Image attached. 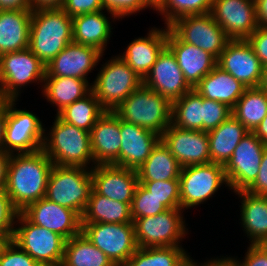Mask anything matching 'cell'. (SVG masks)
<instances>
[{
	"instance_id": "cell-7",
	"label": "cell",
	"mask_w": 267,
	"mask_h": 266,
	"mask_svg": "<svg viewBox=\"0 0 267 266\" xmlns=\"http://www.w3.org/2000/svg\"><path fill=\"white\" fill-rule=\"evenodd\" d=\"M13 242L41 266L62 264L66 239L45 227L31 223L21 212L15 221Z\"/></svg>"
},
{
	"instance_id": "cell-49",
	"label": "cell",
	"mask_w": 267,
	"mask_h": 266,
	"mask_svg": "<svg viewBox=\"0 0 267 266\" xmlns=\"http://www.w3.org/2000/svg\"><path fill=\"white\" fill-rule=\"evenodd\" d=\"M246 191L253 195L267 196V146L263 152L258 176Z\"/></svg>"
},
{
	"instance_id": "cell-1",
	"label": "cell",
	"mask_w": 267,
	"mask_h": 266,
	"mask_svg": "<svg viewBox=\"0 0 267 266\" xmlns=\"http://www.w3.org/2000/svg\"><path fill=\"white\" fill-rule=\"evenodd\" d=\"M53 166L42 149L33 153L11 154L5 192L19 212L45 197Z\"/></svg>"
},
{
	"instance_id": "cell-22",
	"label": "cell",
	"mask_w": 267,
	"mask_h": 266,
	"mask_svg": "<svg viewBox=\"0 0 267 266\" xmlns=\"http://www.w3.org/2000/svg\"><path fill=\"white\" fill-rule=\"evenodd\" d=\"M94 164L119 166L121 147L120 118L113 111H106L90 131Z\"/></svg>"
},
{
	"instance_id": "cell-8",
	"label": "cell",
	"mask_w": 267,
	"mask_h": 266,
	"mask_svg": "<svg viewBox=\"0 0 267 266\" xmlns=\"http://www.w3.org/2000/svg\"><path fill=\"white\" fill-rule=\"evenodd\" d=\"M46 66L27 48L0 56V99L19 100L29 83L43 84Z\"/></svg>"
},
{
	"instance_id": "cell-36",
	"label": "cell",
	"mask_w": 267,
	"mask_h": 266,
	"mask_svg": "<svg viewBox=\"0 0 267 266\" xmlns=\"http://www.w3.org/2000/svg\"><path fill=\"white\" fill-rule=\"evenodd\" d=\"M171 124L184 129L203 131V97L194 89L172 102Z\"/></svg>"
},
{
	"instance_id": "cell-16",
	"label": "cell",
	"mask_w": 267,
	"mask_h": 266,
	"mask_svg": "<svg viewBox=\"0 0 267 266\" xmlns=\"http://www.w3.org/2000/svg\"><path fill=\"white\" fill-rule=\"evenodd\" d=\"M181 167L211 163L208 132L170 125L160 136Z\"/></svg>"
},
{
	"instance_id": "cell-52",
	"label": "cell",
	"mask_w": 267,
	"mask_h": 266,
	"mask_svg": "<svg viewBox=\"0 0 267 266\" xmlns=\"http://www.w3.org/2000/svg\"><path fill=\"white\" fill-rule=\"evenodd\" d=\"M258 27L267 28V0H254Z\"/></svg>"
},
{
	"instance_id": "cell-60",
	"label": "cell",
	"mask_w": 267,
	"mask_h": 266,
	"mask_svg": "<svg viewBox=\"0 0 267 266\" xmlns=\"http://www.w3.org/2000/svg\"><path fill=\"white\" fill-rule=\"evenodd\" d=\"M153 10H156L163 0H144Z\"/></svg>"
},
{
	"instance_id": "cell-27",
	"label": "cell",
	"mask_w": 267,
	"mask_h": 266,
	"mask_svg": "<svg viewBox=\"0 0 267 266\" xmlns=\"http://www.w3.org/2000/svg\"><path fill=\"white\" fill-rule=\"evenodd\" d=\"M240 197L241 227L250 245L267 242V196L253 195L247 191L236 192Z\"/></svg>"
},
{
	"instance_id": "cell-21",
	"label": "cell",
	"mask_w": 267,
	"mask_h": 266,
	"mask_svg": "<svg viewBox=\"0 0 267 266\" xmlns=\"http://www.w3.org/2000/svg\"><path fill=\"white\" fill-rule=\"evenodd\" d=\"M104 54L91 46L71 42L48 65L45 77H74L88 80Z\"/></svg>"
},
{
	"instance_id": "cell-42",
	"label": "cell",
	"mask_w": 267,
	"mask_h": 266,
	"mask_svg": "<svg viewBox=\"0 0 267 266\" xmlns=\"http://www.w3.org/2000/svg\"><path fill=\"white\" fill-rule=\"evenodd\" d=\"M232 115V109L226 104L203 97V131L209 132L218 127Z\"/></svg>"
},
{
	"instance_id": "cell-37",
	"label": "cell",
	"mask_w": 267,
	"mask_h": 266,
	"mask_svg": "<svg viewBox=\"0 0 267 266\" xmlns=\"http://www.w3.org/2000/svg\"><path fill=\"white\" fill-rule=\"evenodd\" d=\"M106 112L91 91L84 98L66 106L57 115L65 122L90 132L96 121Z\"/></svg>"
},
{
	"instance_id": "cell-24",
	"label": "cell",
	"mask_w": 267,
	"mask_h": 266,
	"mask_svg": "<svg viewBox=\"0 0 267 266\" xmlns=\"http://www.w3.org/2000/svg\"><path fill=\"white\" fill-rule=\"evenodd\" d=\"M119 166L137 170L147 160L160 136L148 129L120 119Z\"/></svg>"
},
{
	"instance_id": "cell-31",
	"label": "cell",
	"mask_w": 267,
	"mask_h": 266,
	"mask_svg": "<svg viewBox=\"0 0 267 266\" xmlns=\"http://www.w3.org/2000/svg\"><path fill=\"white\" fill-rule=\"evenodd\" d=\"M40 85L43 89V97L57 107V114L92 91V83L74 77H45L43 84Z\"/></svg>"
},
{
	"instance_id": "cell-3",
	"label": "cell",
	"mask_w": 267,
	"mask_h": 266,
	"mask_svg": "<svg viewBox=\"0 0 267 266\" xmlns=\"http://www.w3.org/2000/svg\"><path fill=\"white\" fill-rule=\"evenodd\" d=\"M49 130L44 132L42 150L55 165L89 169L95 166L90 132L63 121L57 114Z\"/></svg>"
},
{
	"instance_id": "cell-28",
	"label": "cell",
	"mask_w": 267,
	"mask_h": 266,
	"mask_svg": "<svg viewBox=\"0 0 267 266\" xmlns=\"http://www.w3.org/2000/svg\"><path fill=\"white\" fill-rule=\"evenodd\" d=\"M112 26L105 10L75 16L72 18L73 42L91 46L104 54L113 34Z\"/></svg>"
},
{
	"instance_id": "cell-13",
	"label": "cell",
	"mask_w": 267,
	"mask_h": 266,
	"mask_svg": "<svg viewBox=\"0 0 267 266\" xmlns=\"http://www.w3.org/2000/svg\"><path fill=\"white\" fill-rule=\"evenodd\" d=\"M168 28L181 41L212 54L216 59L231 40L211 13L181 17L170 23Z\"/></svg>"
},
{
	"instance_id": "cell-12",
	"label": "cell",
	"mask_w": 267,
	"mask_h": 266,
	"mask_svg": "<svg viewBox=\"0 0 267 266\" xmlns=\"http://www.w3.org/2000/svg\"><path fill=\"white\" fill-rule=\"evenodd\" d=\"M82 232L115 266H124L138 248L133 222L82 223Z\"/></svg>"
},
{
	"instance_id": "cell-18",
	"label": "cell",
	"mask_w": 267,
	"mask_h": 266,
	"mask_svg": "<svg viewBox=\"0 0 267 266\" xmlns=\"http://www.w3.org/2000/svg\"><path fill=\"white\" fill-rule=\"evenodd\" d=\"M217 66L247 88L260 84L263 65L247 39L230 40L218 57Z\"/></svg>"
},
{
	"instance_id": "cell-54",
	"label": "cell",
	"mask_w": 267,
	"mask_h": 266,
	"mask_svg": "<svg viewBox=\"0 0 267 266\" xmlns=\"http://www.w3.org/2000/svg\"><path fill=\"white\" fill-rule=\"evenodd\" d=\"M31 9L30 0H0V10Z\"/></svg>"
},
{
	"instance_id": "cell-23",
	"label": "cell",
	"mask_w": 267,
	"mask_h": 266,
	"mask_svg": "<svg viewBox=\"0 0 267 266\" xmlns=\"http://www.w3.org/2000/svg\"><path fill=\"white\" fill-rule=\"evenodd\" d=\"M167 47L175 55L185 80L194 87L217 66L210 53L181 41L167 26Z\"/></svg>"
},
{
	"instance_id": "cell-35",
	"label": "cell",
	"mask_w": 267,
	"mask_h": 266,
	"mask_svg": "<svg viewBox=\"0 0 267 266\" xmlns=\"http://www.w3.org/2000/svg\"><path fill=\"white\" fill-rule=\"evenodd\" d=\"M232 115L253 132L267 115V92L259 87L247 88L232 108Z\"/></svg>"
},
{
	"instance_id": "cell-56",
	"label": "cell",
	"mask_w": 267,
	"mask_h": 266,
	"mask_svg": "<svg viewBox=\"0 0 267 266\" xmlns=\"http://www.w3.org/2000/svg\"><path fill=\"white\" fill-rule=\"evenodd\" d=\"M13 242V232H0V258Z\"/></svg>"
},
{
	"instance_id": "cell-38",
	"label": "cell",
	"mask_w": 267,
	"mask_h": 266,
	"mask_svg": "<svg viewBox=\"0 0 267 266\" xmlns=\"http://www.w3.org/2000/svg\"><path fill=\"white\" fill-rule=\"evenodd\" d=\"M188 255L182 246L138 247L124 266H178Z\"/></svg>"
},
{
	"instance_id": "cell-20",
	"label": "cell",
	"mask_w": 267,
	"mask_h": 266,
	"mask_svg": "<svg viewBox=\"0 0 267 266\" xmlns=\"http://www.w3.org/2000/svg\"><path fill=\"white\" fill-rule=\"evenodd\" d=\"M92 189L104 197L131 206L137 185V171L116 165H96L91 169Z\"/></svg>"
},
{
	"instance_id": "cell-25",
	"label": "cell",
	"mask_w": 267,
	"mask_h": 266,
	"mask_svg": "<svg viewBox=\"0 0 267 266\" xmlns=\"http://www.w3.org/2000/svg\"><path fill=\"white\" fill-rule=\"evenodd\" d=\"M149 29L145 37H138L128 44L119 56L141 79L148 75L158 55L167 46V26Z\"/></svg>"
},
{
	"instance_id": "cell-58",
	"label": "cell",
	"mask_w": 267,
	"mask_h": 266,
	"mask_svg": "<svg viewBox=\"0 0 267 266\" xmlns=\"http://www.w3.org/2000/svg\"><path fill=\"white\" fill-rule=\"evenodd\" d=\"M258 87L267 92V65L262 66V76Z\"/></svg>"
},
{
	"instance_id": "cell-48",
	"label": "cell",
	"mask_w": 267,
	"mask_h": 266,
	"mask_svg": "<svg viewBox=\"0 0 267 266\" xmlns=\"http://www.w3.org/2000/svg\"><path fill=\"white\" fill-rule=\"evenodd\" d=\"M242 260L238 259L240 266H267V246L249 244Z\"/></svg>"
},
{
	"instance_id": "cell-19",
	"label": "cell",
	"mask_w": 267,
	"mask_h": 266,
	"mask_svg": "<svg viewBox=\"0 0 267 266\" xmlns=\"http://www.w3.org/2000/svg\"><path fill=\"white\" fill-rule=\"evenodd\" d=\"M143 84L171 103L193 89L185 80L175 55L167 46L158 55Z\"/></svg>"
},
{
	"instance_id": "cell-33",
	"label": "cell",
	"mask_w": 267,
	"mask_h": 266,
	"mask_svg": "<svg viewBox=\"0 0 267 266\" xmlns=\"http://www.w3.org/2000/svg\"><path fill=\"white\" fill-rule=\"evenodd\" d=\"M136 171L138 181H166L179 179L181 166L160 140Z\"/></svg>"
},
{
	"instance_id": "cell-6",
	"label": "cell",
	"mask_w": 267,
	"mask_h": 266,
	"mask_svg": "<svg viewBox=\"0 0 267 266\" xmlns=\"http://www.w3.org/2000/svg\"><path fill=\"white\" fill-rule=\"evenodd\" d=\"M100 65L92 92L106 111H113L143 84V79L119 55Z\"/></svg>"
},
{
	"instance_id": "cell-43",
	"label": "cell",
	"mask_w": 267,
	"mask_h": 266,
	"mask_svg": "<svg viewBox=\"0 0 267 266\" xmlns=\"http://www.w3.org/2000/svg\"><path fill=\"white\" fill-rule=\"evenodd\" d=\"M104 9L110 14L109 18L117 21L120 18L139 13L152 8L144 0H102Z\"/></svg>"
},
{
	"instance_id": "cell-46",
	"label": "cell",
	"mask_w": 267,
	"mask_h": 266,
	"mask_svg": "<svg viewBox=\"0 0 267 266\" xmlns=\"http://www.w3.org/2000/svg\"><path fill=\"white\" fill-rule=\"evenodd\" d=\"M18 213L6 192H0V232L14 231Z\"/></svg>"
},
{
	"instance_id": "cell-17",
	"label": "cell",
	"mask_w": 267,
	"mask_h": 266,
	"mask_svg": "<svg viewBox=\"0 0 267 266\" xmlns=\"http://www.w3.org/2000/svg\"><path fill=\"white\" fill-rule=\"evenodd\" d=\"M210 13L231 40L247 39L258 27L254 0H213Z\"/></svg>"
},
{
	"instance_id": "cell-10",
	"label": "cell",
	"mask_w": 267,
	"mask_h": 266,
	"mask_svg": "<svg viewBox=\"0 0 267 266\" xmlns=\"http://www.w3.org/2000/svg\"><path fill=\"white\" fill-rule=\"evenodd\" d=\"M229 185L224 166L217 163L181 167L179 176L180 208L192 209L203 204L219 190Z\"/></svg>"
},
{
	"instance_id": "cell-55",
	"label": "cell",
	"mask_w": 267,
	"mask_h": 266,
	"mask_svg": "<svg viewBox=\"0 0 267 266\" xmlns=\"http://www.w3.org/2000/svg\"><path fill=\"white\" fill-rule=\"evenodd\" d=\"M7 121V100L0 99V150H3V142Z\"/></svg>"
},
{
	"instance_id": "cell-50",
	"label": "cell",
	"mask_w": 267,
	"mask_h": 266,
	"mask_svg": "<svg viewBox=\"0 0 267 266\" xmlns=\"http://www.w3.org/2000/svg\"><path fill=\"white\" fill-rule=\"evenodd\" d=\"M11 154L0 150V192L5 191Z\"/></svg>"
},
{
	"instance_id": "cell-45",
	"label": "cell",
	"mask_w": 267,
	"mask_h": 266,
	"mask_svg": "<svg viewBox=\"0 0 267 266\" xmlns=\"http://www.w3.org/2000/svg\"><path fill=\"white\" fill-rule=\"evenodd\" d=\"M61 9L71 18L86 13L105 10L102 0H64Z\"/></svg>"
},
{
	"instance_id": "cell-41",
	"label": "cell",
	"mask_w": 267,
	"mask_h": 266,
	"mask_svg": "<svg viewBox=\"0 0 267 266\" xmlns=\"http://www.w3.org/2000/svg\"><path fill=\"white\" fill-rule=\"evenodd\" d=\"M166 210L167 208L160 203V200L153 196L142 184L137 185L131 203V217L133 220L155 216Z\"/></svg>"
},
{
	"instance_id": "cell-5",
	"label": "cell",
	"mask_w": 267,
	"mask_h": 266,
	"mask_svg": "<svg viewBox=\"0 0 267 266\" xmlns=\"http://www.w3.org/2000/svg\"><path fill=\"white\" fill-rule=\"evenodd\" d=\"M91 191V169L54 164L48 178L45 198L76 211L82 217Z\"/></svg>"
},
{
	"instance_id": "cell-39",
	"label": "cell",
	"mask_w": 267,
	"mask_h": 266,
	"mask_svg": "<svg viewBox=\"0 0 267 266\" xmlns=\"http://www.w3.org/2000/svg\"><path fill=\"white\" fill-rule=\"evenodd\" d=\"M212 4L213 0H163L156 12L168 26L181 17L210 13Z\"/></svg>"
},
{
	"instance_id": "cell-40",
	"label": "cell",
	"mask_w": 267,
	"mask_h": 266,
	"mask_svg": "<svg viewBox=\"0 0 267 266\" xmlns=\"http://www.w3.org/2000/svg\"><path fill=\"white\" fill-rule=\"evenodd\" d=\"M153 196L160 200L167 209L180 208L179 179L166 181H139Z\"/></svg>"
},
{
	"instance_id": "cell-2",
	"label": "cell",
	"mask_w": 267,
	"mask_h": 266,
	"mask_svg": "<svg viewBox=\"0 0 267 266\" xmlns=\"http://www.w3.org/2000/svg\"><path fill=\"white\" fill-rule=\"evenodd\" d=\"M73 42L72 18L61 8L32 10L29 49L46 66Z\"/></svg>"
},
{
	"instance_id": "cell-51",
	"label": "cell",
	"mask_w": 267,
	"mask_h": 266,
	"mask_svg": "<svg viewBox=\"0 0 267 266\" xmlns=\"http://www.w3.org/2000/svg\"><path fill=\"white\" fill-rule=\"evenodd\" d=\"M198 266H240L237 258L232 256H220V258H211L210 260L204 261L203 263L198 262Z\"/></svg>"
},
{
	"instance_id": "cell-4",
	"label": "cell",
	"mask_w": 267,
	"mask_h": 266,
	"mask_svg": "<svg viewBox=\"0 0 267 266\" xmlns=\"http://www.w3.org/2000/svg\"><path fill=\"white\" fill-rule=\"evenodd\" d=\"M113 112L123 121L151 130L161 136L171 125L172 103L142 84Z\"/></svg>"
},
{
	"instance_id": "cell-59",
	"label": "cell",
	"mask_w": 267,
	"mask_h": 266,
	"mask_svg": "<svg viewBox=\"0 0 267 266\" xmlns=\"http://www.w3.org/2000/svg\"><path fill=\"white\" fill-rule=\"evenodd\" d=\"M190 255H188L178 266H198L196 262Z\"/></svg>"
},
{
	"instance_id": "cell-32",
	"label": "cell",
	"mask_w": 267,
	"mask_h": 266,
	"mask_svg": "<svg viewBox=\"0 0 267 266\" xmlns=\"http://www.w3.org/2000/svg\"><path fill=\"white\" fill-rule=\"evenodd\" d=\"M131 206L97 194L93 189L82 223H131Z\"/></svg>"
},
{
	"instance_id": "cell-57",
	"label": "cell",
	"mask_w": 267,
	"mask_h": 266,
	"mask_svg": "<svg viewBox=\"0 0 267 266\" xmlns=\"http://www.w3.org/2000/svg\"><path fill=\"white\" fill-rule=\"evenodd\" d=\"M253 133L265 144L267 145V115L258 125V127L253 131Z\"/></svg>"
},
{
	"instance_id": "cell-11",
	"label": "cell",
	"mask_w": 267,
	"mask_h": 266,
	"mask_svg": "<svg viewBox=\"0 0 267 266\" xmlns=\"http://www.w3.org/2000/svg\"><path fill=\"white\" fill-rule=\"evenodd\" d=\"M17 100H7V121L3 150L9 154L33 153L42 149L43 123L37 114L16 108Z\"/></svg>"
},
{
	"instance_id": "cell-29",
	"label": "cell",
	"mask_w": 267,
	"mask_h": 266,
	"mask_svg": "<svg viewBox=\"0 0 267 266\" xmlns=\"http://www.w3.org/2000/svg\"><path fill=\"white\" fill-rule=\"evenodd\" d=\"M247 89L231 74L216 66L195 87L202 97L226 104L231 109Z\"/></svg>"
},
{
	"instance_id": "cell-53",
	"label": "cell",
	"mask_w": 267,
	"mask_h": 266,
	"mask_svg": "<svg viewBox=\"0 0 267 266\" xmlns=\"http://www.w3.org/2000/svg\"><path fill=\"white\" fill-rule=\"evenodd\" d=\"M64 0H30L31 10L61 8Z\"/></svg>"
},
{
	"instance_id": "cell-34",
	"label": "cell",
	"mask_w": 267,
	"mask_h": 266,
	"mask_svg": "<svg viewBox=\"0 0 267 266\" xmlns=\"http://www.w3.org/2000/svg\"><path fill=\"white\" fill-rule=\"evenodd\" d=\"M61 266H115L113 262L81 232L66 240Z\"/></svg>"
},
{
	"instance_id": "cell-26",
	"label": "cell",
	"mask_w": 267,
	"mask_h": 266,
	"mask_svg": "<svg viewBox=\"0 0 267 266\" xmlns=\"http://www.w3.org/2000/svg\"><path fill=\"white\" fill-rule=\"evenodd\" d=\"M31 9L0 10V56L29 48Z\"/></svg>"
},
{
	"instance_id": "cell-9",
	"label": "cell",
	"mask_w": 267,
	"mask_h": 266,
	"mask_svg": "<svg viewBox=\"0 0 267 266\" xmlns=\"http://www.w3.org/2000/svg\"><path fill=\"white\" fill-rule=\"evenodd\" d=\"M182 209H167L155 216L133 220L135 241L139 248L182 246L188 233ZM186 234V235H185Z\"/></svg>"
},
{
	"instance_id": "cell-15",
	"label": "cell",
	"mask_w": 267,
	"mask_h": 266,
	"mask_svg": "<svg viewBox=\"0 0 267 266\" xmlns=\"http://www.w3.org/2000/svg\"><path fill=\"white\" fill-rule=\"evenodd\" d=\"M21 213L31 223L45 227L66 240L82 232V217L76 211L45 197L30 203Z\"/></svg>"
},
{
	"instance_id": "cell-14",
	"label": "cell",
	"mask_w": 267,
	"mask_h": 266,
	"mask_svg": "<svg viewBox=\"0 0 267 266\" xmlns=\"http://www.w3.org/2000/svg\"><path fill=\"white\" fill-rule=\"evenodd\" d=\"M266 146L253 132L241 139L233 155L224 165L231 192L246 191L254 183Z\"/></svg>"
},
{
	"instance_id": "cell-44",
	"label": "cell",
	"mask_w": 267,
	"mask_h": 266,
	"mask_svg": "<svg viewBox=\"0 0 267 266\" xmlns=\"http://www.w3.org/2000/svg\"><path fill=\"white\" fill-rule=\"evenodd\" d=\"M0 266H41L27 252L14 242L5 250L0 258Z\"/></svg>"
},
{
	"instance_id": "cell-30",
	"label": "cell",
	"mask_w": 267,
	"mask_h": 266,
	"mask_svg": "<svg viewBox=\"0 0 267 266\" xmlns=\"http://www.w3.org/2000/svg\"><path fill=\"white\" fill-rule=\"evenodd\" d=\"M250 131L233 115L229 116L218 127L208 132L210 160L225 165L241 139Z\"/></svg>"
},
{
	"instance_id": "cell-47",
	"label": "cell",
	"mask_w": 267,
	"mask_h": 266,
	"mask_svg": "<svg viewBox=\"0 0 267 266\" xmlns=\"http://www.w3.org/2000/svg\"><path fill=\"white\" fill-rule=\"evenodd\" d=\"M262 65H267V28L257 29L247 38Z\"/></svg>"
}]
</instances>
